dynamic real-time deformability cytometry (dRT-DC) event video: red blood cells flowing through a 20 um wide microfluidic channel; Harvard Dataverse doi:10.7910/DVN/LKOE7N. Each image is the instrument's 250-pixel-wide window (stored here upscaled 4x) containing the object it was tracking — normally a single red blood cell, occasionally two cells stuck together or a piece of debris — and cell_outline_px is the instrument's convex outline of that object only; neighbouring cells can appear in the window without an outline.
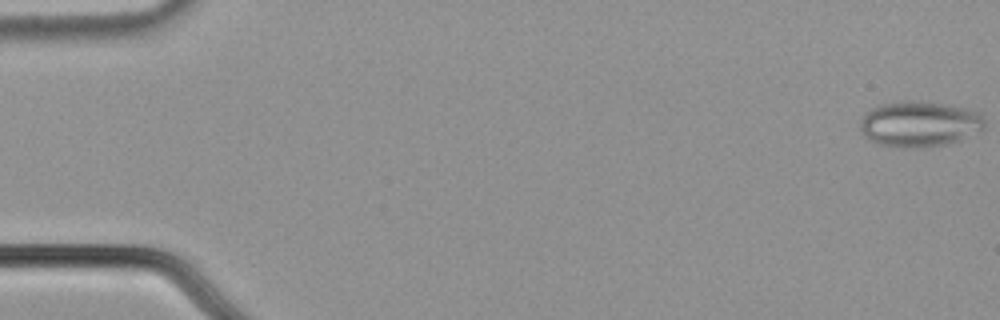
{"species": "common noctule bat (a hibernating species)", "species_latin": "Nyctalus noctula", "temperature_condition": "cold", "stored_images_in_passage": 16, "camera_frame_rate_fps": 3000, "um_per_image_px": 0.085, "animal": {"sex": "male", "body_mass_g": 21.5, "forearm_length_mm": 52.0}, "frame": {"image": 1, "passage_image": 1, "time_ms": 0.0, "image_size_px": [1000, 320], "cell_outline_px": [[984, 128], [980, 132], [960, 140], [948, 144], [920, 148], [896, 148], [880, 144], [864, 136], [860, 132], [860, 120], [864, 112], [880, 104], [908, 100], [912, 100], [948, 104], [968, 108], [980, 112], [984, 120]], "centroid_in_image_um": [78.16, 10.54], "position_along_channel_um": 6.8, "area_um2": 33.76}}